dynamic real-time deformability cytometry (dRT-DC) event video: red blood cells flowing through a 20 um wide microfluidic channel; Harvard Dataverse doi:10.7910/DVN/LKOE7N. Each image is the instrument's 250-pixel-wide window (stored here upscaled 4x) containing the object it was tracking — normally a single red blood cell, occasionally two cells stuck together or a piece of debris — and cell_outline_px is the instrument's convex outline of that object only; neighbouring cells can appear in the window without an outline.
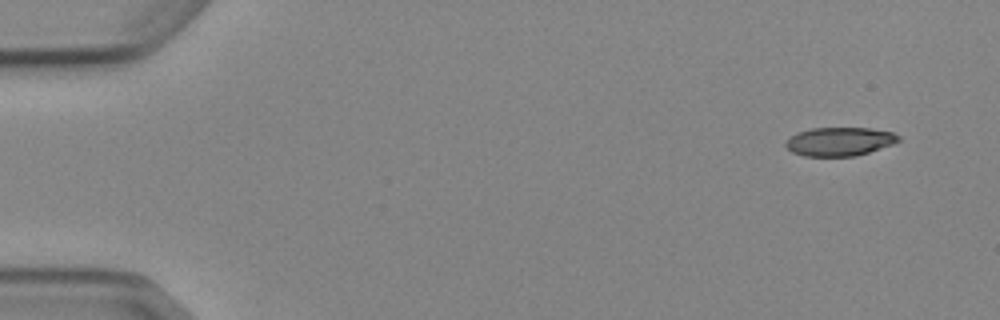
{"species": "Egyptian fruit bat (a non-hibernating species)", "species_latin": "Rousettus aegyptiacus", "temperature_condition": "cold", "stored_images_in_passage": 5, "camera_frame_rate_fps": 3000, "um_per_image_px": 0.085, "animal": {"sex": "female"}, "frame": {"image": 1, "passage_image": 1, "time_ms": 0.0, "image_size_px": [1000, 320], "cell_outline_px": [[900, 140], [892, 144], [856, 156], [804, 156], [792, 152], [784, 144], [792, 136], [800, 132], [812, 128], [868, 128], [892, 132], [900, 136]], "centroid_in_image_um": [71.37, 12.03], "position_along_channel_um": 13.6, "area_um2": 18.55}}
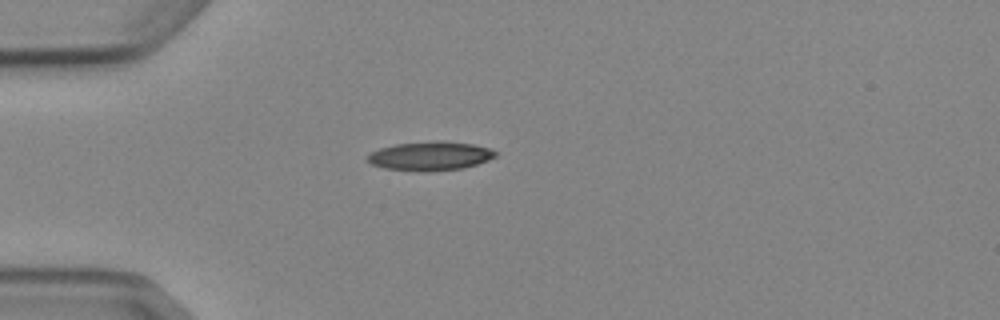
{"frame": {"image": 2, "passage_image": 4, "time_ms": 3.667, "image_size_px": [1000, 320], "cell_outline_px": [[496, 156], [488, 160], [464, 168], [424, 172], [420, 172], [384, 168], [372, 164], [368, 160], [368, 156], [372, 152], [380, 148], [396, 144], [436, 140], [440, 140], [472, 144], [488, 148], [496, 152]], "centroid_in_image_um": [36.57, 13.26], "position_along_channel_um": 48.4, "area_um2": 21.5}}